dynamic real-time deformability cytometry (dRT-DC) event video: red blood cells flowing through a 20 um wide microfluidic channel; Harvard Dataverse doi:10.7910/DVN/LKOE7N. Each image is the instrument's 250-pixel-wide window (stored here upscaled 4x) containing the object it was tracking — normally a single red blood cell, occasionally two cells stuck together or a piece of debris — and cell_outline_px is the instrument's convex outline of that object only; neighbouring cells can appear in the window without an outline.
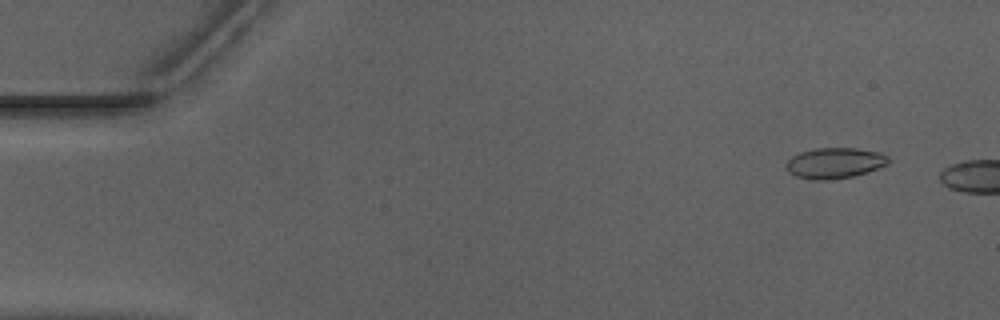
{"species": "Egyptian fruit bat (a non-hibernating species)", "species_latin": "Rousettus aegyptiacus", "temperature_condition": "warm", "stored_images_in_passage": 7, "camera_frame_rate_fps": 3000, "um_per_image_px": 0.085, "animal": {"sex": "male"}, "frame": {"image": 1, "passage_image": 4, "time_ms": 1.0, "image_size_px": [1000, 320], "cell_outline_px": [[888, 164], [868, 172], [852, 176], [828, 180], [808, 180], [796, 176], [788, 172], [788, 160], [792, 156], [800, 152], [816, 148], [856, 148], [880, 152], [888, 156]], "centroid_in_image_um": [70.96, 13.86], "position_along_channel_um": 14.0, "area_um2": 18.26}}